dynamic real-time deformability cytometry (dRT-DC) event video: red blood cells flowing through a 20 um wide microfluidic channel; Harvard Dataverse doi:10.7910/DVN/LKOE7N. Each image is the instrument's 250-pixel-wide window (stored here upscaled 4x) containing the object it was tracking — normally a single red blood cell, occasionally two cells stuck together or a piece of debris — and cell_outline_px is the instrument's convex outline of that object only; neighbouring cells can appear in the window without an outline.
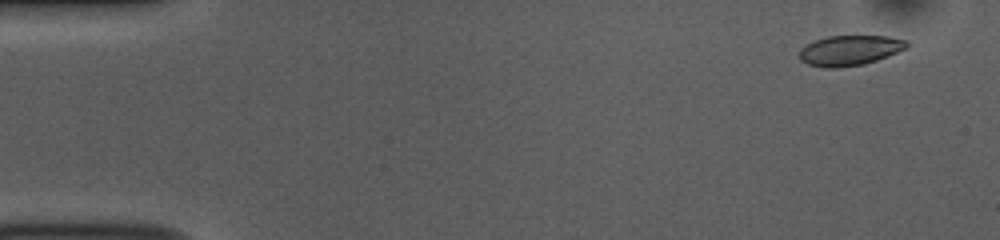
{"species": "common noctule bat (a hibernating species)", "species_latin": "Nyctalus noctula", "temperature_condition": "room temperature", "stored_images_in_passage": 54, "camera_frame_rate_fps": 3000, "um_per_image_px": 0.085, "animal": {"sex": "female", "body_mass_g": 10.0, "forearm_length_mm": 53.1}, "frame": {"image": 1, "passage_image": 4, "time_ms": 1.0, "image_size_px": [1000, 240], "cell_outline_px": [[908, 48], [888, 56], [864, 64], [836, 68], [824, 68], [808, 64], [800, 60], [800, 48], [812, 40], [828, 36], [888, 36], [908, 40]], "centroid_in_image_um": [72.23, 4.28], "position_along_channel_um": 12.8, "area_um2": 19.07}}
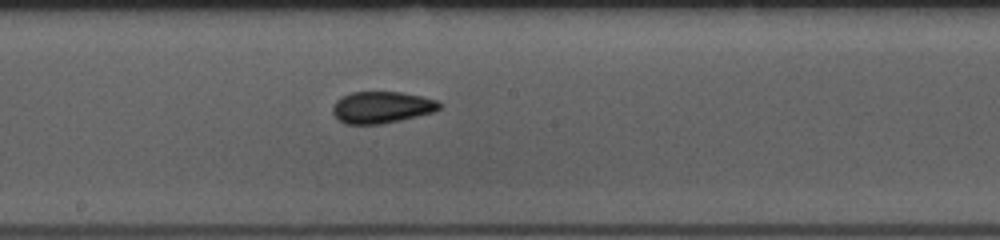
{"frame": {"image": 2, "passage_image": 29, "time_ms": 9.333, "image_size_px": [1000, 240], "cell_outline_px": [[440, 108], [436, 112], [400, 120], [380, 124], [344, 124], [332, 112], [332, 108], [336, 100], [352, 92], [400, 92], [420, 96], [436, 100], [440, 104]], "centroid_in_image_um": [32.45, 9.13], "position_along_channel_um": 215.8, "area_um2": 19.59}}
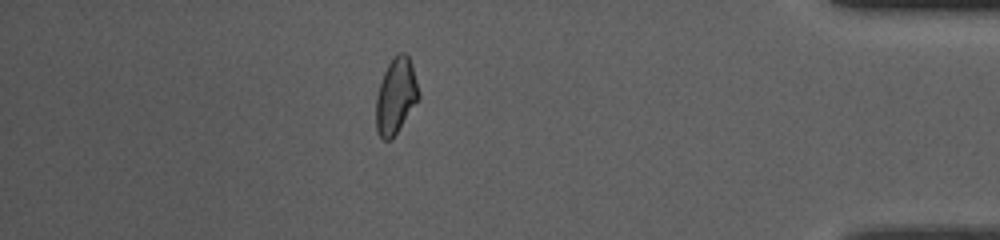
{"frame": {"image": 3, "passage_image": 47, "time_ms": 15.333, "image_size_px": [1000, 240], "cell_outline_px": [[420, 96], [396, 132], [388, 140], [384, 140], [380, 136], [376, 128], [376, 96], [384, 72], [392, 56], [400, 52], [404, 52], [408, 56], [412, 64], [420, 92]], "centroid_in_image_um": [33.65, 8.09], "position_along_channel_um": 401.6, "area_um2": 18.5}, "authors_computed_cell_mechanics": {"area_um2": 19.2763, "velocity_mm_per_s": 3.7745, "shape_relaxation_time_tau1_ms": null, "shape_relaxation_time_tau2_ms": 2.2244, "deformation_change_tau1": null, "deformation_change_tau2": 0.0681}}